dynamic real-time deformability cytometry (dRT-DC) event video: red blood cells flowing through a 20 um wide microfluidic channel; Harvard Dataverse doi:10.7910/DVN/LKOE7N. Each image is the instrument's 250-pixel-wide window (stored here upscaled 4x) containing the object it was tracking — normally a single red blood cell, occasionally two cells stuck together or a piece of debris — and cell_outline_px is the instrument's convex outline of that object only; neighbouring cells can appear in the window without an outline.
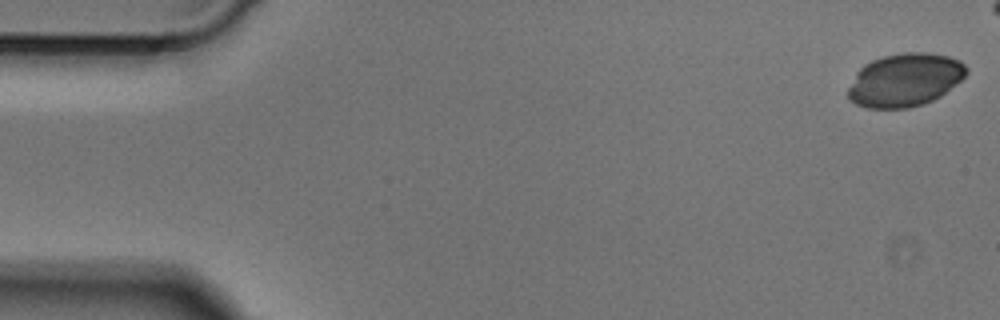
{"species": "Egyptian fruit bat (a non-hibernating species)", "species_latin": "Rousettus aegyptiacus", "temperature_condition": "cold", "stored_images_in_passage": 44, "camera_frame_rate_fps": 3000, "um_per_image_px": 0.085, "animal": {"sex": "male"}, "frame": {"image": 1, "passage_image": 1, "time_ms": 0.0, "image_size_px": [1000, 320], "cell_outline_px": [[968, 72], [960, 80], [940, 96], [924, 104], [908, 108], [868, 108], [856, 104], [848, 100], [848, 88], [856, 72], [864, 64], [872, 60], [884, 56], [904, 52], [928, 52], [948, 56], [960, 60], [968, 68]], "centroid_in_image_um": [76.9, 6.79], "position_along_channel_um": 8.1, "area_um2": 36.7}}